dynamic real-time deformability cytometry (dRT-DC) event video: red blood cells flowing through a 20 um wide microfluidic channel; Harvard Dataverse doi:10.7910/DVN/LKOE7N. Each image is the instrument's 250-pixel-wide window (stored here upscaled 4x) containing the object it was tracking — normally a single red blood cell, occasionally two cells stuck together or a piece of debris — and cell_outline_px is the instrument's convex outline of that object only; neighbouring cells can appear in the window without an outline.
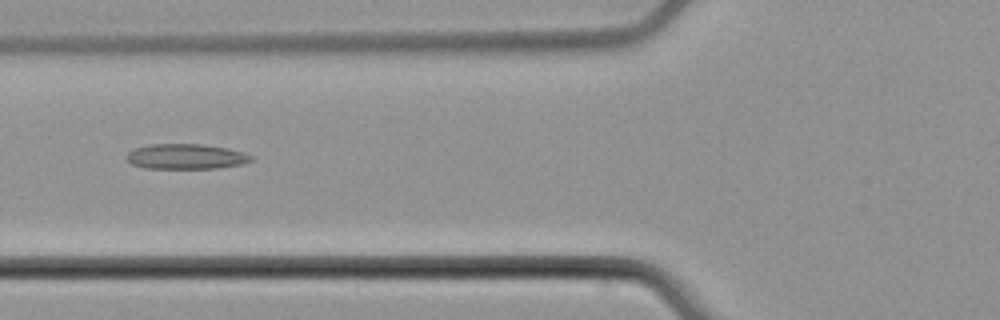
{"species": "common noctule bat (a hibernating species)", "species_latin": "Nyctalus noctula", "temperature_condition": "cold", "stored_images_in_passage": 5, "camera_frame_rate_fps": 3000, "um_per_image_px": 0.085, "animal": {"sex": "male", "body_mass_g": 21.5, "forearm_length_mm": 52.0}, "frame": {"image": 1, "passage_image": 5, "time_ms": 5.0, "image_size_px": [1000, 320], "cell_outline_px": [[252, 160], [240, 164], [216, 168], [144, 168], [132, 164], [124, 156], [132, 148], [152, 144], [204, 144], [228, 148], [244, 152], [252, 156]], "centroid_in_image_um": [15.77, 13.29], "position_along_channel_um": 110.0, "area_um2": 18.32}}